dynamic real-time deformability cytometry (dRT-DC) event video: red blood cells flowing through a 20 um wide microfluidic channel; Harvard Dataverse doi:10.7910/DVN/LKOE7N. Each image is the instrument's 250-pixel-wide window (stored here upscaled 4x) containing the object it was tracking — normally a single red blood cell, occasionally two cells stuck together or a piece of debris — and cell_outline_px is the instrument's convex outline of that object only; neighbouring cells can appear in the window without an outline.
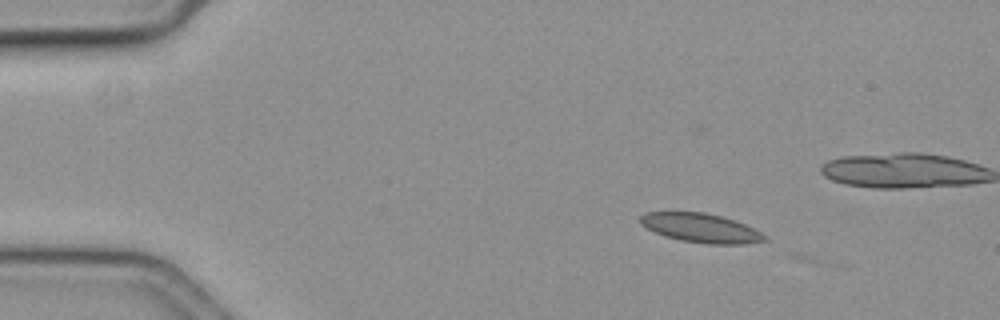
{"species": "common noctule bat (a hibernating species)", "species_latin": "Nyctalus noctula", "temperature_condition": "cold", "stored_images_in_passage": 2, "camera_frame_rate_fps": 3000, "um_per_image_px": 0.085, "animal": {"sex": "female", "body_mass_g": 19.3, "forearm_length_mm": 54.1}, "frame": {"image": 1, "passage_image": 1, "time_ms": 0.0, "image_size_px": [1000, 320], "cell_outline_px": [[768, 240], [744, 244], [708, 244], [680, 240], [664, 236], [640, 224], [640, 216], [648, 212], [704, 212], [720, 216], [744, 224], [768, 236]], "centroid_in_image_um": [59.58, 19.39], "position_along_channel_um": 25.4, "area_um2": 20.87}}